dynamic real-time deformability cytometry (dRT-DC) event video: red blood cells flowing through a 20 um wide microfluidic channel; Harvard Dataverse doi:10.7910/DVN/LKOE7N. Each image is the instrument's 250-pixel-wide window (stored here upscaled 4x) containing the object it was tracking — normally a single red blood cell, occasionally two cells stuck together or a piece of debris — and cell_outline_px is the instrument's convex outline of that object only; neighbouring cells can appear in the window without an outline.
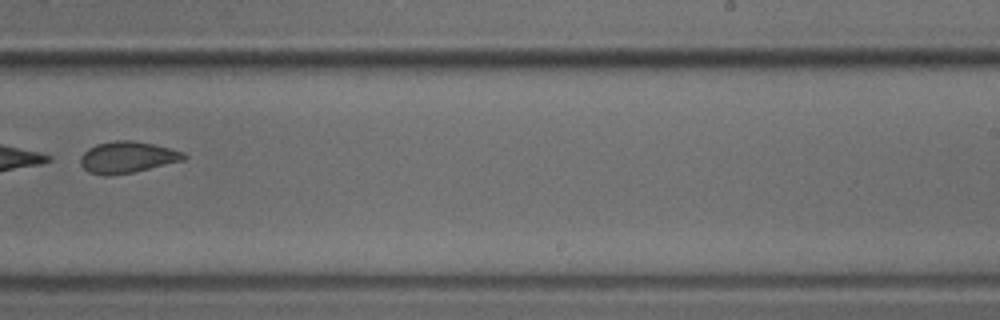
{"species": "common noctule bat (a hibernating species)", "species_latin": "Nyctalus noctula", "temperature_condition": "cold", "stored_images_in_passage": 10, "camera_frame_rate_fps": 3000, "um_per_image_px": 0.085, "animal": {"sex": "male", "body_mass_g": 18.8}, "frame": {"image": 1, "passage_image": 9, "time_ms": 2.667, "image_size_px": [1000, 320], "cell_outline_px": [[188, 156], [184, 160], [132, 172], [112, 176], [104, 176], [88, 172], [80, 164], [80, 156], [88, 148], [96, 144], [116, 140], [132, 140], [152, 144], [184, 152]], "centroid_in_image_um": [10.79, 13.37], "position_along_channel_um": 278.2, "area_um2": 18.96}}
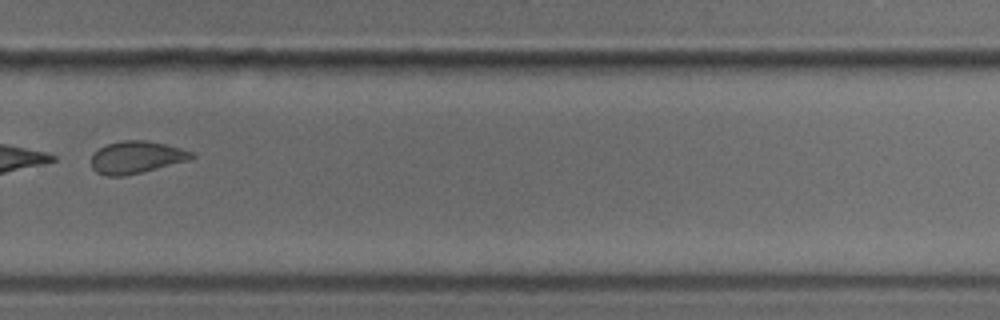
{"frame": {"image": 2, "passage_image": 10, "time_ms": 3.0, "image_size_px": [1000, 320], "cell_outline_px": [[196, 156], [192, 160], [124, 176], [108, 176], [96, 172], [92, 168], [92, 156], [100, 148], [108, 144], [124, 140], [148, 140], [180, 148], [192, 152]], "centroid_in_image_um": [11.63, 13.37], "position_along_channel_um": 318.2, "area_um2": 18.79}}